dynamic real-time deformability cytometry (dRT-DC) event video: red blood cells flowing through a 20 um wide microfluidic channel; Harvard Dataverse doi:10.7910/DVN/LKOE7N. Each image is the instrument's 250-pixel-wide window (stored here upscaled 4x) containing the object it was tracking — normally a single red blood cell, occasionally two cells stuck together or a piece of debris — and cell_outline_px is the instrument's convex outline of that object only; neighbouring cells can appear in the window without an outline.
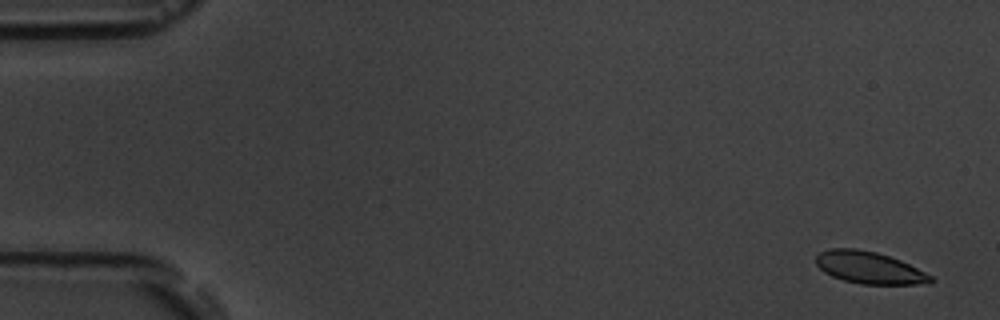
{"species": "common noctule bat (a hibernating species)", "species_latin": "Nyctalus noctula", "temperature_condition": "room temperature", "stored_images_in_passage": 5, "camera_frame_rate_fps": 3000, "um_per_image_px": 0.085, "animal": {"sex": "male", "body_mass_g": 19.5, "forearm_length_mm": 54.6}, "frame": {"image": 1, "passage_image": 1, "time_ms": 0.0, "image_size_px": [1000, 320], "cell_outline_px": [[936, 280], [932, 284], [860, 284], [844, 280], [832, 276], [824, 272], [816, 264], [816, 256], [820, 252], [832, 248], [856, 248], [876, 252], [900, 260], [932, 276]], "centroid_in_image_um": [73.9, 22.76], "position_along_channel_um": 11.1, "area_um2": 21.39}}
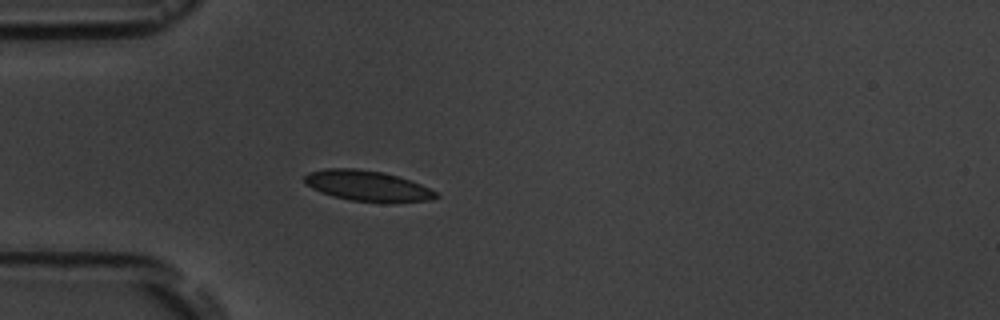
{"frame": {"image": 2, "passage_image": 5, "time_ms": 4.667, "image_size_px": [1000, 320], "cell_outline_px": [[440, 196], [432, 200], [392, 204], [348, 200], [332, 196], [320, 192], [304, 184], [304, 176], [308, 172], [324, 168], [356, 168], [384, 172], [420, 184], [436, 192]], "centroid_in_image_um": [31.22, 15.82], "position_along_channel_um": 53.8, "area_um2": 23.93}}